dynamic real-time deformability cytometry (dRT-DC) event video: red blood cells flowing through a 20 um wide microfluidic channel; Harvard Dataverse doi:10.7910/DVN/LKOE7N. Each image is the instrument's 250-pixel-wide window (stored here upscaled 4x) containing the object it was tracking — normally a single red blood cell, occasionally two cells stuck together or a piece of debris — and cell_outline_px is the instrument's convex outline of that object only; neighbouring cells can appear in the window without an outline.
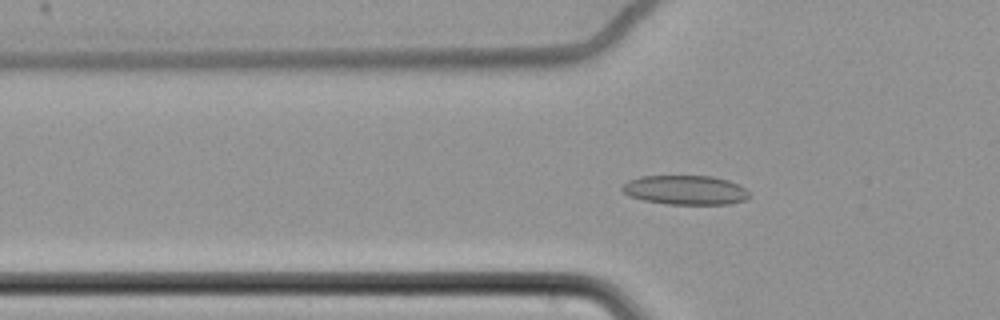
{"species": "common noctule bat (a hibernating species)", "species_latin": "Nyctalus noctula", "temperature_condition": "cold", "stored_images_in_passage": 64, "camera_frame_rate_fps": 3000, "um_per_image_px": 0.085, "animal": {"sex": "female", "body_mass_g": 22.7, "forearm_length_mm": 54.2}, "frame": {"image": 1, "passage_image": 24, "time_ms": 7.667, "image_size_px": [1000, 320], "cell_outline_px": [[748, 196], [744, 200], [728, 204], [664, 204], [644, 200], [628, 196], [620, 188], [628, 180], [640, 176], [712, 176], [728, 180], [740, 184], [748, 192]], "centroid_in_image_um": [58.23, 16.15], "position_along_channel_um": 67.6, "area_um2": 21.73}}
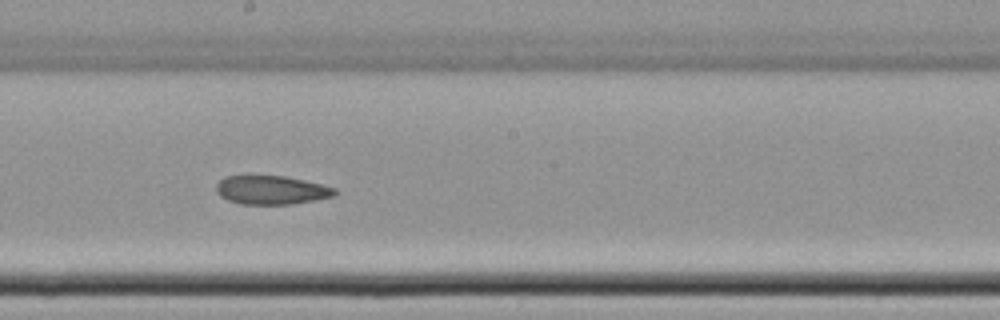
{"frame": {"image": 2, "passage_image": 38, "time_ms": 12.333, "image_size_px": [1000, 320], "cell_outline_px": [[340, 192], [336, 196], [292, 204], [240, 204], [228, 200], [220, 196], [216, 192], [216, 184], [224, 176], [284, 176], [304, 180], [336, 188]], "centroid_in_image_um": [23.09, 16.16], "position_along_channel_um": 225.1, "area_um2": 19.94}}
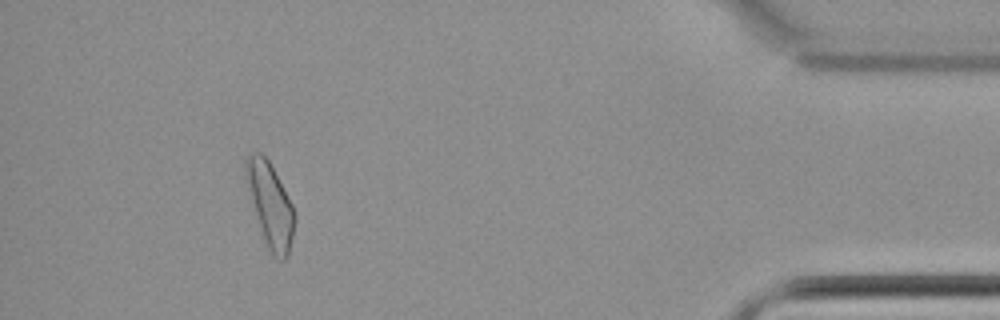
{"frame": {"image": 3, "passage_image": 59, "time_ms": 19.333, "image_size_px": [1000, 320], "cell_outline_px": [[296, 220], [288, 256], [284, 260], [280, 260], [272, 256], [268, 248], [256, 216], [244, 176], [244, 160], [252, 152], [260, 152], [268, 160], [292, 204], [296, 212]], "centroid_in_image_um": [22.97, 17.41], "position_along_channel_um": 412.2, "area_um2": 23.64}, "authors_computed_cell_mechanics": {"area_um2": 21.7617, "velocity_mm_per_s": 3.4644, "shape_relaxation_time_tau1_ms": null, "shape_relaxation_time_tau2_ms": 5.7941, "deformation_change_tau1": null, "deformation_change_tau2": 0.1155}}